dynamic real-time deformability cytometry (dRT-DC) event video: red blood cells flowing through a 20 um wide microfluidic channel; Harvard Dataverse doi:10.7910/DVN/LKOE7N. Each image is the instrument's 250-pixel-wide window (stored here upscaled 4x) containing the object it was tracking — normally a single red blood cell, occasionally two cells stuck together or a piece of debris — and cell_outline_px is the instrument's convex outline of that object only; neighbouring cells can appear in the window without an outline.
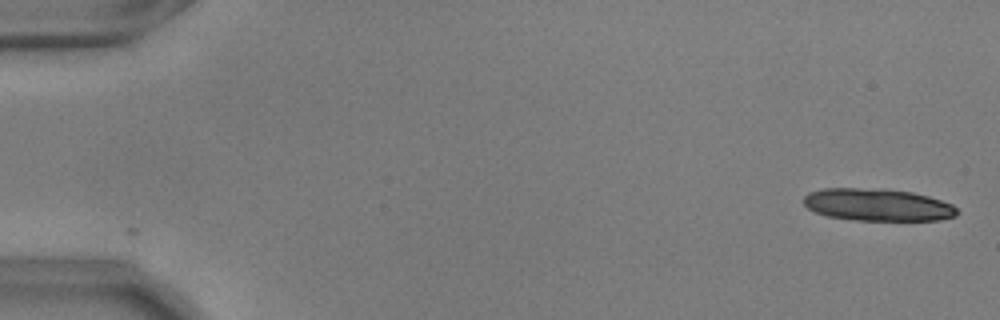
{"species": "common noctule bat (a hibernating species)", "species_latin": "Nyctalus noctula", "temperature_condition": "warm", "stored_images_in_passage": 16, "camera_frame_rate_fps": 3000, "um_per_image_px": 0.085, "animal": {"sex": "male", "body_mass_g": 17.9, "forearm_length_mm": 54.2}, "frame": {"image": 1, "passage_image": 1, "time_ms": 0.0, "image_size_px": [1000, 320], "cell_outline_px": [[960, 212], [956, 216], [940, 220], [856, 220], [828, 216], [816, 212], [808, 208], [804, 204], [804, 196], [808, 192], [824, 188], [856, 188], [912, 192], [928, 196], [952, 204]], "centroid_in_image_um": [74.6, 17.42], "position_along_channel_um": 10.4, "area_um2": 28.61}}